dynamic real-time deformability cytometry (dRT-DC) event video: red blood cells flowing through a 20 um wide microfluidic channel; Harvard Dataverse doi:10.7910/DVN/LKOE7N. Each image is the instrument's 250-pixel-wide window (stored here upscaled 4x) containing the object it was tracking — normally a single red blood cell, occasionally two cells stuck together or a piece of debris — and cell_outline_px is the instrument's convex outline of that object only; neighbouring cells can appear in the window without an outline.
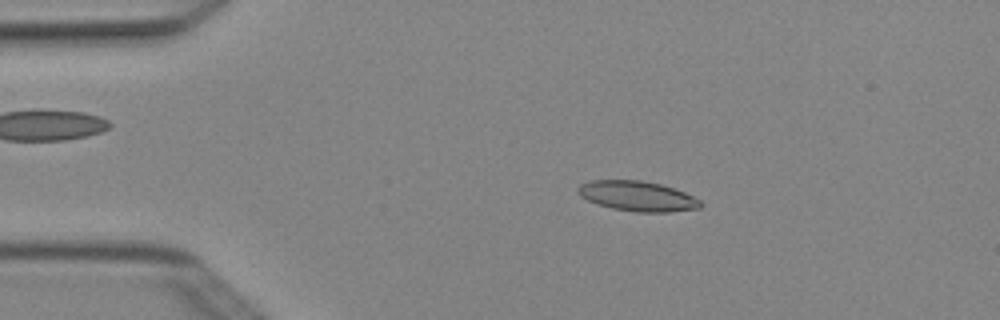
{"species": "Egyptian fruit bat (a non-hibernating species)", "species_latin": "Rousettus aegyptiacus", "temperature_condition": "cold", "stored_images_in_passage": 3, "camera_frame_rate_fps": 3000, "um_per_image_px": 0.085, "animal": {"sex": "female"}, "frame": {"image": 1, "passage_image": 2, "time_ms": 0.333, "image_size_px": [1000, 320], "cell_outline_px": [[704, 204], [700, 208], [668, 212], [636, 212], [612, 208], [588, 200], [580, 196], [576, 192], [576, 188], [580, 184], [592, 180], [640, 180], [660, 184], [684, 192], [700, 200]], "centroid_in_image_um": [54.17, 16.67], "position_along_channel_um": 30.8, "area_um2": 21.39}}